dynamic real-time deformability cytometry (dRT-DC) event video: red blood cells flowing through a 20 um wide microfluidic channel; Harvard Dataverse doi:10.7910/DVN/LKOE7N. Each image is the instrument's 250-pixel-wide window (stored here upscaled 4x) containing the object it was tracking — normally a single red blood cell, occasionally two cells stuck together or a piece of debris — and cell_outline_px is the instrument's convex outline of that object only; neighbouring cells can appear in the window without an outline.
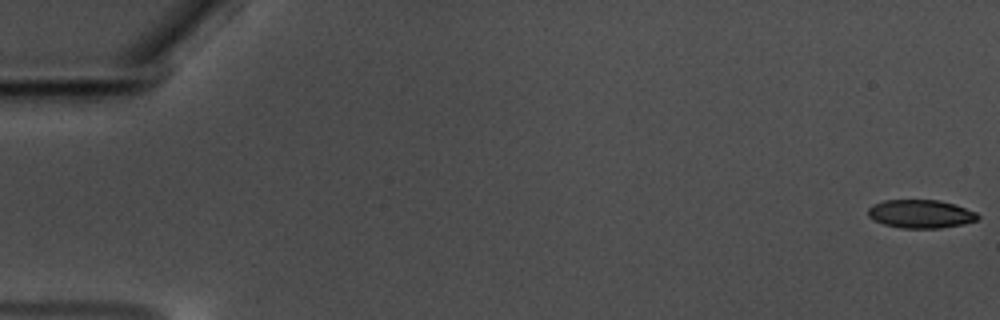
{"species": "common noctule bat (a hibernating species)", "species_latin": "Nyctalus noctula", "temperature_condition": "warm", "stored_images_in_passage": 14, "camera_frame_rate_fps": 3000, "um_per_image_px": 0.085, "animal": {"sex": "male", "body_mass_g": 17.5, "forearm_length_mm": 52.3}, "frame": {"image": 1, "passage_image": 1, "time_ms": 0.0, "image_size_px": [1000, 320], "cell_outline_px": [[980, 216], [976, 220], [964, 224], [940, 228], [900, 228], [884, 224], [868, 216], [868, 208], [872, 204], [884, 200], [940, 200], [956, 204], [976, 212]], "centroid_in_image_um": [78.27, 18.17], "position_along_channel_um": 6.7, "area_um2": 18.21}}